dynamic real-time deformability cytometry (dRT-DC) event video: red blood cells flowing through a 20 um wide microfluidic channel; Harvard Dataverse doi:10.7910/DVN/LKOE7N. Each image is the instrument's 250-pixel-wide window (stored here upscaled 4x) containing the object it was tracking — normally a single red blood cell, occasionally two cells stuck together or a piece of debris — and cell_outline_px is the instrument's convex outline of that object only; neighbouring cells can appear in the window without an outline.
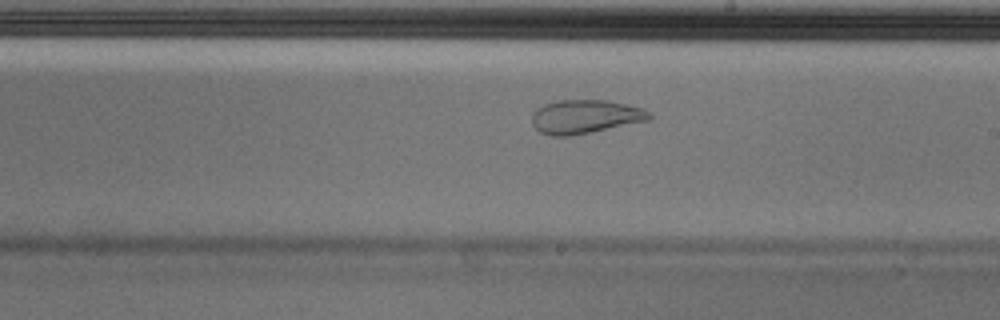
{"species": "Egyptian fruit bat (a non-hibernating species)", "species_latin": "Rousettus aegyptiacus", "temperature_condition": "cold", "stored_images_in_passage": 54, "camera_frame_rate_fps": 3000, "um_per_image_px": 0.085, "animal": {"sex": "male"}, "frame": {"image": 1, "passage_image": 31, "time_ms": 10.0, "image_size_px": [1000, 320], "cell_outline_px": [[652, 120], [572, 136], [548, 136], [540, 132], [532, 124], [532, 112], [536, 108], [544, 104], [556, 100], [608, 100], [644, 108], [652, 112]], "centroid_in_image_um": [49.77, 9.92], "position_along_channel_um": 239.2, "area_um2": 23.58}, "authors_computed_cell_mechanics": {"area_um2": 27.9174, "velocity_mm_per_s": 3.6661, "shape_relaxation_time_tau1_ms": null, "shape_relaxation_time_tau2_ms": 1.3491, "deformation_change_tau1": null, "deformation_change_tau2": 0.0633}}